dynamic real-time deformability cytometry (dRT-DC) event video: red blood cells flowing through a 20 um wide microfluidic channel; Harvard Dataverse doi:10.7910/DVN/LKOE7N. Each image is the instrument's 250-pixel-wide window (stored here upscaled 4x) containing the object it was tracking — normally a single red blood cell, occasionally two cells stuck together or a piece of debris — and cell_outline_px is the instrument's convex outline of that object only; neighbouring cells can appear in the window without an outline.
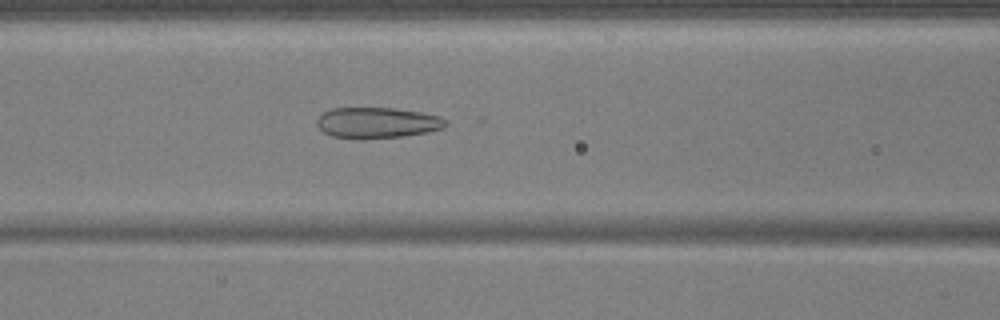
{"species": "common noctule bat (a hibernating species)", "species_latin": "Nyctalus noctula", "temperature_condition": "warm", "stored_images_in_passage": 54, "camera_frame_rate_fps": 3000, "um_per_image_px": 0.085, "animal": {"sex": "male", "body_mass_g": 17.9, "forearm_length_mm": 54.2}, "frame": {"image": 1, "passage_image": 23, "time_ms": 7.333, "image_size_px": [1000, 320], "cell_outline_px": [[448, 124], [444, 128], [428, 132], [404, 136], [360, 140], [332, 136], [324, 132], [316, 124], [316, 120], [324, 112], [332, 108], [396, 108], [420, 112], [440, 116]], "centroid_in_image_um": [32.06, 10.45], "position_along_channel_um": 134.5, "area_um2": 23.35}}
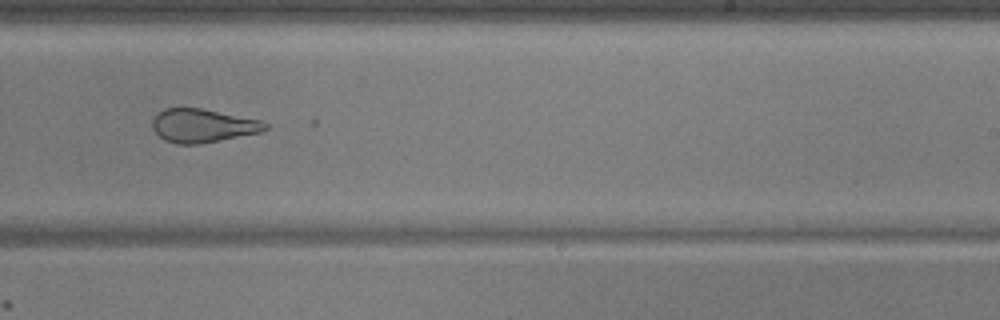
{"frame": {"image": 2, "passage_image": 34, "time_ms": 11.0, "image_size_px": [1000, 320], "cell_outline_px": [[268, 128], [260, 132], [200, 144], [176, 144], [164, 140], [152, 128], [152, 120], [164, 108], [200, 108], [260, 120], [268, 124]], "centroid_in_image_um": [17.22, 10.69], "position_along_channel_um": 271.8, "area_um2": 21.79}}
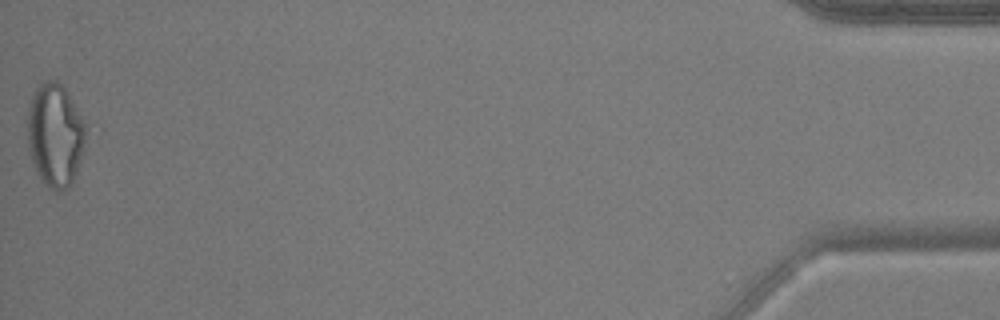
{"frame": {"image": 3, "passage_image": 54, "time_ms": 17.667, "image_size_px": [1000, 320], "cell_outline_px": [[84, 148], [72, 184], [68, 188], [56, 192], [48, 188], [36, 172], [28, 148], [28, 108], [32, 96], [36, 88], [44, 80], [56, 80], [64, 88], [80, 116], [84, 124]], "centroid_in_image_um": [4.66, 11.51], "position_along_channel_um": 430.5, "area_um2": 34.56}}